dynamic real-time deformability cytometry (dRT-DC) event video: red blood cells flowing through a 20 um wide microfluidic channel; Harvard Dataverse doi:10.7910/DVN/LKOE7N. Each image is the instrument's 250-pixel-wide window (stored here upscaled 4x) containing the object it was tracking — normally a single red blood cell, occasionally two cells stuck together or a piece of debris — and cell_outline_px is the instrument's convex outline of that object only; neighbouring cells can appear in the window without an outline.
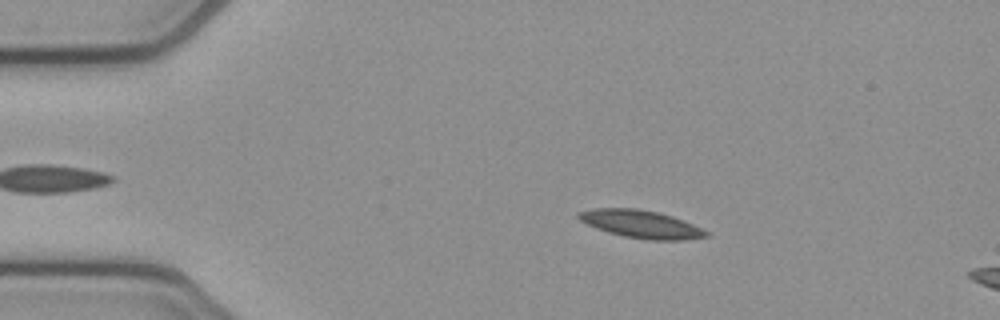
{"species": "common noctule bat (a hibernating species)", "species_latin": "Nyctalus noctula", "temperature_condition": "cold", "stored_images_in_passage": 7, "camera_frame_rate_fps": 3000, "um_per_image_px": 0.085, "animal": {"sex": "female", "body_mass_g": 21.9}, "frame": {"image": 1, "passage_image": 1, "time_ms": 0.0, "image_size_px": [1000, 320], "cell_outline_px": [[712, 236], [684, 240], [648, 240], [624, 236], [608, 232], [596, 228], [580, 220], [576, 216], [576, 212], [592, 208], [636, 208], [656, 212], [672, 216], [712, 232]], "centroid_in_image_um": [54.52, 19.05], "position_along_channel_um": 30.5, "area_um2": 20.81}}